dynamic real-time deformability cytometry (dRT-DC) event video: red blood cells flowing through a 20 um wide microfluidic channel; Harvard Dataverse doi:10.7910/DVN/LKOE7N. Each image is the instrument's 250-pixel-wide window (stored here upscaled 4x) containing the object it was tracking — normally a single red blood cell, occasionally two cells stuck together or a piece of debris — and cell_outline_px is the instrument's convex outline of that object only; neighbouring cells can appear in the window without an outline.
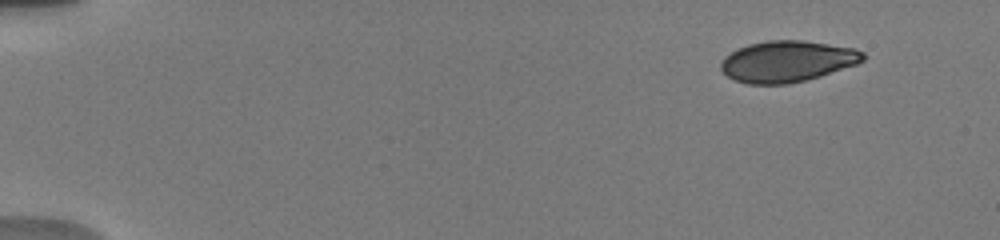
{"species": "human", "species_latin": "Homo sapiens", "temperature_condition": "warm", "stored_images_in_passage": 34, "camera_frame_rate_fps": 3000, "um_per_image_px": 0.085, "donor": {"sex": "male"}, "frame": {"image": 1, "passage_image": 7, "time_ms": 1.667, "image_size_px": [1000, 240], "cell_outline_px": [[864, 60], [856, 64], [808, 80], [788, 84], [748, 84], [736, 80], [728, 76], [720, 68], [720, 64], [724, 56], [736, 48], [748, 44], [768, 40], [800, 40], [856, 48], [864, 52]], "centroid_in_image_um": [66.9, 5.21], "position_along_channel_um": 18.1, "area_um2": 34.22}}
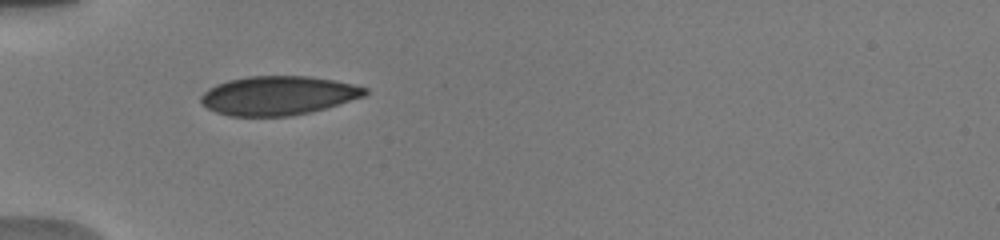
{"frame": {"image": 2, "passage_image": 33, "time_ms": 6.0, "image_size_px": [1000, 240], "cell_outline_px": [[368, 92], [364, 96], [324, 108], [308, 112], [288, 116], [228, 116], [216, 112], [200, 104], [200, 96], [208, 88], [216, 84], [228, 80], [248, 76], [308, 76], [332, 80], [352, 84], [368, 88]], "centroid_in_image_um": [23.58, 8.12], "position_along_channel_um": 61.4, "area_um2": 37.11}}